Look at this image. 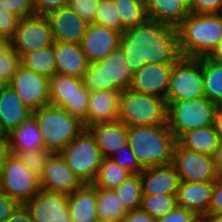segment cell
<instances>
[{"label": "cell", "instance_id": "6da1fadb", "mask_svg": "<svg viewBox=\"0 0 222 222\" xmlns=\"http://www.w3.org/2000/svg\"><path fill=\"white\" fill-rule=\"evenodd\" d=\"M120 48L133 74L148 63L174 64L181 57L177 27L153 20L122 32Z\"/></svg>", "mask_w": 222, "mask_h": 222}, {"label": "cell", "instance_id": "7a4b0ae2", "mask_svg": "<svg viewBox=\"0 0 222 222\" xmlns=\"http://www.w3.org/2000/svg\"><path fill=\"white\" fill-rule=\"evenodd\" d=\"M177 32L181 57L209 56L222 40V14L189 13Z\"/></svg>", "mask_w": 222, "mask_h": 222}, {"label": "cell", "instance_id": "3957f363", "mask_svg": "<svg viewBox=\"0 0 222 222\" xmlns=\"http://www.w3.org/2000/svg\"><path fill=\"white\" fill-rule=\"evenodd\" d=\"M127 135V144L143 169L172 163L176 138L167 124L128 127Z\"/></svg>", "mask_w": 222, "mask_h": 222}, {"label": "cell", "instance_id": "277c9868", "mask_svg": "<svg viewBox=\"0 0 222 222\" xmlns=\"http://www.w3.org/2000/svg\"><path fill=\"white\" fill-rule=\"evenodd\" d=\"M46 150L61 153L85 128L84 123L64 108L47 105L32 112Z\"/></svg>", "mask_w": 222, "mask_h": 222}, {"label": "cell", "instance_id": "5b68a950", "mask_svg": "<svg viewBox=\"0 0 222 222\" xmlns=\"http://www.w3.org/2000/svg\"><path fill=\"white\" fill-rule=\"evenodd\" d=\"M167 109L165 99L128 88L119 94L118 121L127 128L165 125Z\"/></svg>", "mask_w": 222, "mask_h": 222}, {"label": "cell", "instance_id": "8992f818", "mask_svg": "<svg viewBox=\"0 0 222 222\" xmlns=\"http://www.w3.org/2000/svg\"><path fill=\"white\" fill-rule=\"evenodd\" d=\"M132 79L133 73L120 46L105 59L90 63L82 76L83 86L89 92L110 90L120 93L130 88Z\"/></svg>", "mask_w": 222, "mask_h": 222}, {"label": "cell", "instance_id": "52a82bcc", "mask_svg": "<svg viewBox=\"0 0 222 222\" xmlns=\"http://www.w3.org/2000/svg\"><path fill=\"white\" fill-rule=\"evenodd\" d=\"M167 125L177 139L181 134L214 124L216 104L206 97L193 100L166 102Z\"/></svg>", "mask_w": 222, "mask_h": 222}, {"label": "cell", "instance_id": "ba28073f", "mask_svg": "<svg viewBox=\"0 0 222 222\" xmlns=\"http://www.w3.org/2000/svg\"><path fill=\"white\" fill-rule=\"evenodd\" d=\"M60 154L83 184L94 182L104 158L87 128H84Z\"/></svg>", "mask_w": 222, "mask_h": 222}, {"label": "cell", "instance_id": "9c48e42d", "mask_svg": "<svg viewBox=\"0 0 222 222\" xmlns=\"http://www.w3.org/2000/svg\"><path fill=\"white\" fill-rule=\"evenodd\" d=\"M205 97L202 57H180L172 66L166 102Z\"/></svg>", "mask_w": 222, "mask_h": 222}, {"label": "cell", "instance_id": "30bf717a", "mask_svg": "<svg viewBox=\"0 0 222 222\" xmlns=\"http://www.w3.org/2000/svg\"><path fill=\"white\" fill-rule=\"evenodd\" d=\"M89 94L82 78L55 74L49 79L50 105L64 108L83 123L88 115Z\"/></svg>", "mask_w": 222, "mask_h": 222}, {"label": "cell", "instance_id": "8fae6325", "mask_svg": "<svg viewBox=\"0 0 222 222\" xmlns=\"http://www.w3.org/2000/svg\"><path fill=\"white\" fill-rule=\"evenodd\" d=\"M40 189V178L29 170L16 155L10 153L2 167L0 191L23 205Z\"/></svg>", "mask_w": 222, "mask_h": 222}, {"label": "cell", "instance_id": "7c38bea8", "mask_svg": "<svg viewBox=\"0 0 222 222\" xmlns=\"http://www.w3.org/2000/svg\"><path fill=\"white\" fill-rule=\"evenodd\" d=\"M171 164L179 176V181L214 182L218 178L212 156L185 149L177 142Z\"/></svg>", "mask_w": 222, "mask_h": 222}, {"label": "cell", "instance_id": "4fadbf2b", "mask_svg": "<svg viewBox=\"0 0 222 222\" xmlns=\"http://www.w3.org/2000/svg\"><path fill=\"white\" fill-rule=\"evenodd\" d=\"M54 40L45 16L32 15L19 20L15 37L9 42L21 56L53 45Z\"/></svg>", "mask_w": 222, "mask_h": 222}, {"label": "cell", "instance_id": "5bb4252c", "mask_svg": "<svg viewBox=\"0 0 222 222\" xmlns=\"http://www.w3.org/2000/svg\"><path fill=\"white\" fill-rule=\"evenodd\" d=\"M10 85L22 103L32 112L50 105L49 78L20 65L14 73Z\"/></svg>", "mask_w": 222, "mask_h": 222}, {"label": "cell", "instance_id": "9a60e30c", "mask_svg": "<svg viewBox=\"0 0 222 222\" xmlns=\"http://www.w3.org/2000/svg\"><path fill=\"white\" fill-rule=\"evenodd\" d=\"M31 222H73L68 213V195L40 189L23 204Z\"/></svg>", "mask_w": 222, "mask_h": 222}, {"label": "cell", "instance_id": "2e32d148", "mask_svg": "<svg viewBox=\"0 0 222 222\" xmlns=\"http://www.w3.org/2000/svg\"><path fill=\"white\" fill-rule=\"evenodd\" d=\"M83 183L74 174L60 153L52 154L43 175L40 177L42 190L70 195Z\"/></svg>", "mask_w": 222, "mask_h": 222}, {"label": "cell", "instance_id": "e0dca14e", "mask_svg": "<svg viewBox=\"0 0 222 222\" xmlns=\"http://www.w3.org/2000/svg\"><path fill=\"white\" fill-rule=\"evenodd\" d=\"M121 32L96 23H89L80 46L88 61L105 59L120 46Z\"/></svg>", "mask_w": 222, "mask_h": 222}, {"label": "cell", "instance_id": "ac0fdd59", "mask_svg": "<svg viewBox=\"0 0 222 222\" xmlns=\"http://www.w3.org/2000/svg\"><path fill=\"white\" fill-rule=\"evenodd\" d=\"M49 22L54 41L80 44L89 23L79 17L69 6L49 12L45 16Z\"/></svg>", "mask_w": 222, "mask_h": 222}, {"label": "cell", "instance_id": "d6986e66", "mask_svg": "<svg viewBox=\"0 0 222 222\" xmlns=\"http://www.w3.org/2000/svg\"><path fill=\"white\" fill-rule=\"evenodd\" d=\"M173 64H151L142 66L133 74L130 89L166 100Z\"/></svg>", "mask_w": 222, "mask_h": 222}, {"label": "cell", "instance_id": "ffe728a7", "mask_svg": "<svg viewBox=\"0 0 222 222\" xmlns=\"http://www.w3.org/2000/svg\"><path fill=\"white\" fill-rule=\"evenodd\" d=\"M214 182L180 181L176 193V204L204 218L209 211Z\"/></svg>", "mask_w": 222, "mask_h": 222}, {"label": "cell", "instance_id": "44dd1931", "mask_svg": "<svg viewBox=\"0 0 222 222\" xmlns=\"http://www.w3.org/2000/svg\"><path fill=\"white\" fill-rule=\"evenodd\" d=\"M140 178L142 195H176L180 182L172 164L144 168Z\"/></svg>", "mask_w": 222, "mask_h": 222}, {"label": "cell", "instance_id": "7402d4cb", "mask_svg": "<svg viewBox=\"0 0 222 222\" xmlns=\"http://www.w3.org/2000/svg\"><path fill=\"white\" fill-rule=\"evenodd\" d=\"M119 92L95 90L89 94V110L84 127L118 120Z\"/></svg>", "mask_w": 222, "mask_h": 222}, {"label": "cell", "instance_id": "603a6c76", "mask_svg": "<svg viewBox=\"0 0 222 222\" xmlns=\"http://www.w3.org/2000/svg\"><path fill=\"white\" fill-rule=\"evenodd\" d=\"M104 158H110L115 151L127 145V127L118 120L87 127Z\"/></svg>", "mask_w": 222, "mask_h": 222}, {"label": "cell", "instance_id": "cb8c5ba5", "mask_svg": "<svg viewBox=\"0 0 222 222\" xmlns=\"http://www.w3.org/2000/svg\"><path fill=\"white\" fill-rule=\"evenodd\" d=\"M56 74L82 78L90 62L80 44L54 41Z\"/></svg>", "mask_w": 222, "mask_h": 222}, {"label": "cell", "instance_id": "d4e9b609", "mask_svg": "<svg viewBox=\"0 0 222 222\" xmlns=\"http://www.w3.org/2000/svg\"><path fill=\"white\" fill-rule=\"evenodd\" d=\"M32 116L10 84L0 85V125L10 133Z\"/></svg>", "mask_w": 222, "mask_h": 222}, {"label": "cell", "instance_id": "484cf974", "mask_svg": "<svg viewBox=\"0 0 222 222\" xmlns=\"http://www.w3.org/2000/svg\"><path fill=\"white\" fill-rule=\"evenodd\" d=\"M96 207V187L93 184H83L68 195V213L73 222H96Z\"/></svg>", "mask_w": 222, "mask_h": 222}, {"label": "cell", "instance_id": "4316f807", "mask_svg": "<svg viewBox=\"0 0 222 222\" xmlns=\"http://www.w3.org/2000/svg\"><path fill=\"white\" fill-rule=\"evenodd\" d=\"M8 145L10 152L45 149L42 134L33 115L8 133Z\"/></svg>", "mask_w": 222, "mask_h": 222}, {"label": "cell", "instance_id": "83f0119b", "mask_svg": "<svg viewBox=\"0 0 222 222\" xmlns=\"http://www.w3.org/2000/svg\"><path fill=\"white\" fill-rule=\"evenodd\" d=\"M219 141L220 136L213 125L187 131L176 139V142L181 147L212 157L219 145Z\"/></svg>", "mask_w": 222, "mask_h": 222}, {"label": "cell", "instance_id": "f1b7e54d", "mask_svg": "<svg viewBox=\"0 0 222 222\" xmlns=\"http://www.w3.org/2000/svg\"><path fill=\"white\" fill-rule=\"evenodd\" d=\"M149 20L177 27L190 13L179 0H145Z\"/></svg>", "mask_w": 222, "mask_h": 222}, {"label": "cell", "instance_id": "f546056e", "mask_svg": "<svg viewBox=\"0 0 222 222\" xmlns=\"http://www.w3.org/2000/svg\"><path fill=\"white\" fill-rule=\"evenodd\" d=\"M20 65L50 79L56 74L54 43L47 48L22 54Z\"/></svg>", "mask_w": 222, "mask_h": 222}, {"label": "cell", "instance_id": "4dcf8cb0", "mask_svg": "<svg viewBox=\"0 0 222 222\" xmlns=\"http://www.w3.org/2000/svg\"><path fill=\"white\" fill-rule=\"evenodd\" d=\"M204 95L213 104L222 105V63L202 57Z\"/></svg>", "mask_w": 222, "mask_h": 222}, {"label": "cell", "instance_id": "1f68e13d", "mask_svg": "<svg viewBox=\"0 0 222 222\" xmlns=\"http://www.w3.org/2000/svg\"><path fill=\"white\" fill-rule=\"evenodd\" d=\"M96 195L98 220L120 222L127 215L114 190L96 187Z\"/></svg>", "mask_w": 222, "mask_h": 222}, {"label": "cell", "instance_id": "d6a6232c", "mask_svg": "<svg viewBox=\"0 0 222 222\" xmlns=\"http://www.w3.org/2000/svg\"><path fill=\"white\" fill-rule=\"evenodd\" d=\"M123 32L149 20L145 0H113Z\"/></svg>", "mask_w": 222, "mask_h": 222}, {"label": "cell", "instance_id": "836d02e7", "mask_svg": "<svg viewBox=\"0 0 222 222\" xmlns=\"http://www.w3.org/2000/svg\"><path fill=\"white\" fill-rule=\"evenodd\" d=\"M132 173L110 158H103L98 174L92 183L95 187L113 190Z\"/></svg>", "mask_w": 222, "mask_h": 222}, {"label": "cell", "instance_id": "e575fe53", "mask_svg": "<svg viewBox=\"0 0 222 222\" xmlns=\"http://www.w3.org/2000/svg\"><path fill=\"white\" fill-rule=\"evenodd\" d=\"M113 190L127 212L140 208L142 200L140 174H131Z\"/></svg>", "mask_w": 222, "mask_h": 222}, {"label": "cell", "instance_id": "d590c367", "mask_svg": "<svg viewBox=\"0 0 222 222\" xmlns=\"http://www.w3.org/2000/svg\"><path fill=\"white\" fill-rule=\"evenodd\" d=\"M176 195H142L140 208L157 219L165 216L176 206Z\"/></svg>", "mask_w": 222, "mask_h": 222}, {"label": "cell", "instance_id": "8d00e7d4", "mask_svg": "<svg viewBox=\"0 0 222 222\" xmlns=\"http://www.w3.org/2000/svg\"><path fill=\"white\" fill-rule=\"evenodd\" d=\"M20 66V55L9 43H0V85L10 84Z\"/></svg>", "mask_w": 222, "mask_h": 222}, {"label": "cell", "instance_id": "74e56055", "mask_svg": "<svg viewBox=\"0 0 222 222\" xmlns=\"http://www.w3.org/2000/svg\"><path fill=\"white\" fill-rule=\"evenodd\" d=\"M10 153L16 155L20 161L39 178L43 175L45 166L53 154L46 149Z\"/></svg>", "mask_w": 222, "mask_h": 222}, {"label": "cell", "instance_id": "f35d334b", "mask_svg": "<svg viewBox=\"0 0 222 222\" xmlns=\"http://www.w3.org/2000/svg\"><path fill=\"white\" fill-rule=\"evenodd\" d=\"M94 23L123 32V25L117 15L113 0L100 1Z\"/></svg>", "mask_w": 222, "mask_h": 222}, {"label": "cell", "instance_id": "ab89813d", "mask_svg": "<svg viewBox=\"0 0 222 222\" xmlns=\"http://www.w3.org/2000/svg\"><path fill=\"white\" fill-rule=\"evenodd\" d=\"M110 159L115 161L121 167L126 168L132 174H140L143 171V168L139 164L134 152L130 149L128 144L115 151Z\"/></svg>", "mask_w": 222, "mask_h": 222}, {"label": "cell", "instance_id": "60d3db41", "mask_svg": "<svg viewBox=\"0 0 222 222\" xmlns=\"http://www.w3.org/2000/svg\"><path fill=\"white\" fill-rule=\"evenodd\" d=\"M20 18L0 8V41L9 43L14 37Z\"/></svg>", "mask_w": 222, "mask_h": 222}, {"label": "cell", "instance_id": "b9f144b4", "mask_svg": "<svg viewBox=\"0 0 222 222\" xmlns=\"http://www.w3.org/2000/svg\"><path fill=\"white\" fill-rule=\"evenodd\" d=\"M100 1L101 0H70L68 6L88 23H94Z\"/></svg>", "mask_w": 222, "mask_h": 222}, {"label": "cell", "instance_id": "7bdbcfd3", "mask_svg": "<svg viewBox=\"0 0 222 222\" xmlns=\"http://www.w3.org/2000/svg\"><path fill=\"white\" fill-rule=\"evenodd\" d=\"M0 8L7 10L20 19L35 15L33 0H0Z\"/></svg>", "mask_w": 222, "mask_h": 222}, {"label": "cell", "instance_id": "ee69618b", "mask_svg": "<svg viewBox=\"0 0 222 222\" xmlns=\"http://www.w3.org/2000/svg\"><path fill=\"white\" fill-rule=\"evenodd\" d=\"M198 219L194 212L176 205L165 216L157 218L156 222H196Z\"/></svg>", "mask_w": 222, "mask_h": 222}, {"label": "cell", "instance_id": "f6af8a7d", "mask_svg": "<svg viewBox=\"0 0 222 222\" xmlns=\"http://www.w3.org/2000/svg\"><path fill=\"white\" fill-rule=\"evenodd\" d=\"M222 9V0H193L189 10L193 14H219Z\"/></svg>", "mask_w": 222, "mask_h": 222}, {"label": "cell", "instance_id": "bcb514c9", "mask_svg": "<svg viewBox=\"0 0 222 222\" xmlns=\"http://www.w3.org/2000/svg\"><path fill=\"white\" fill-rule=\"evenodd\" d=\"M70 0H33L35 15L46 16L55 9L68 6Z\"/></svg>", "mask_w": 222, "mask_h": 222}, {"label": "cell", "instance_id": "7dc6e473", "mask_svg": "<svg viewBox=\"0 0 222 222\" xmlns=\"http://www.w3.org/2000/svg\"><path fill=\"white\" fill-rule=\"evenodd\" d=\"M222 213V176L214 181L208 214Z\"/></svg>", "mask_w": 222, "mask_h": 222}, {"label": "cell", "instance_id": "c3c4849f", "mask_svg": "<svg viewBox=\"0 0 222 222\" xmlns=\"http://www.w3.org/2000/svg\"><path fill=\"white\" fill-rule=\"evenodd\" d=\"M20 204L0 191V222L7 220Z\"/></svg>", "mask_w": 222, "mask_h": 222}, {"label": "cell", "instance_id": "681fc988", "mask_svg": "<svg viewBox=\"0 0 222 222\" xmlns=\"http://www.w3.org/2000/svg\"><path fill=\"white\" fill-rule=\"evenodd\" d=\"M120 222H156V219L141 208H137L129 211Z\"/></svg>", "mask_w": 222, "mask_h": 222}, {"label": "cell", "instance_id": "f907efd6", "mask_svg": "<svg viewBox=\"0 0 222 222\" xmlns=\"http://www.w3.org/2000/svg\"><path fill=\"white\" fill-rule=\"evenodd\" d=\"M4 222H31L30 214L26 207L20 204L12 215Z\"/></svg>", "mask_w": 222, "mask_h": 222}, {"label": "cell", "instance_id": "816d5d0a", "mask_svg": "<svg viewBox=\"0 0 222 222\" xmlns=\"http://www.w3.org/2000/svg\"><path fill=\"white\" fill-rule=\"evenodd\" d=\"M215 170L218 176H222V138H220L219 145L213 155Z\"/></svg>", "mask_w": 222, "mask_h": 222}, {"label": "cell", "instance_id": "f5cc1de1", "mask_svg": "<svg viewBox=\"0 0 222 222\" xmlns=\"http://www.w3.org/2000/svg\"><path fill=\"white\" fill-rule=\"evenodd\" d=\"M214 129L222 138V105H217L214 112Z\"/></svg>", "mask_w": 222, "mask_h": 222}, {"label": "cell", "instance_id": "db71d44e", "mask_svg": "<svg viewBox=\"0 0 222 222\" xmlns=\"http://www.w3.org/2000/svg\"><path fill=\"white\" fill-rule=\"evenodd\" d=\"M9 154H10L9 145L0 144V175H1L2 167L4 165L5 159Z\"/></svg>", "mask_w": 222, "mask_h": 222}, {"label": "cell", "instance_id": "11a10c76", "mask_svg": "<svg viewBox=\"0 0 222 222\" xmlns=\"http://www.w3.org/2000/svg\"><path fill=\"white\" fill-rule=\"evenodd\" d=\"M208 57L222 63V40Z\"/></svg>", "mask_w": 222, "mask_h": 222}, {"label": "cell", "instance_id": "9f6ffc18", "mask_svg": "<svg viewBox=\"0 0 222 222\" xmlns=\"http://www.w3.org/2000/svg\"><path fill=\"white\" fill-rule=\"evenodd\" d=\"M204 219L206 222H222V213L207 214Z\"/></svg>", "mask_w": 222, "mask_h": 222}, {"label": "cell", "instance_id": "6f0895ef", "mask_svg": "<svg viewBox=\"0 0 222 222\" xmlns=\"http://www.w3.org/2000/svg\"><path fill=\"white\" fill-rule=\"evenodd\" d=\"M0 144H8V133L0 125Z\"/></svg>", "mask_w": 222, "mask_h": 222}, {"label": "cell", "instance_id": "680465c9", "mask_svg": "<svg viewBox=\"0 0 222 222\" xmlns=\"http://www.w3.org/2000/svg\"><path fill=\"white\" fill-rule=\"evenodd\" d=\"M179 1H181L189 10L191 9L193 0H179Z\"/></svg>", "mask_w": 222, "mask_h": 222}, {"label": "cell", "instance_id": "91938a15", "mask_svg": "<svg viewBox=\"0 0 222 222\" xmlns=\"http://www.w3.org/2000/svg\"><path fill=\"white\" fill-rule=\"evenodd\" d=\"M196 222H206L204 218H199Z\"/></svg>", "mask_w": 222, "mask_h": 222}, {"label": "cell", "instance_id": "94428289", "mask_svg": "<svg viewBox=\"0 0 222 222\" xmlns=\"http://www.w3.org/2000/svg\"><path fill=\"white\" fill-rule=\"evenodd\" d=\"M96 222H112V221H106V220H97Z\"/></svg>", "mask_w": 222, "mask_h": 222}]
</instances>
